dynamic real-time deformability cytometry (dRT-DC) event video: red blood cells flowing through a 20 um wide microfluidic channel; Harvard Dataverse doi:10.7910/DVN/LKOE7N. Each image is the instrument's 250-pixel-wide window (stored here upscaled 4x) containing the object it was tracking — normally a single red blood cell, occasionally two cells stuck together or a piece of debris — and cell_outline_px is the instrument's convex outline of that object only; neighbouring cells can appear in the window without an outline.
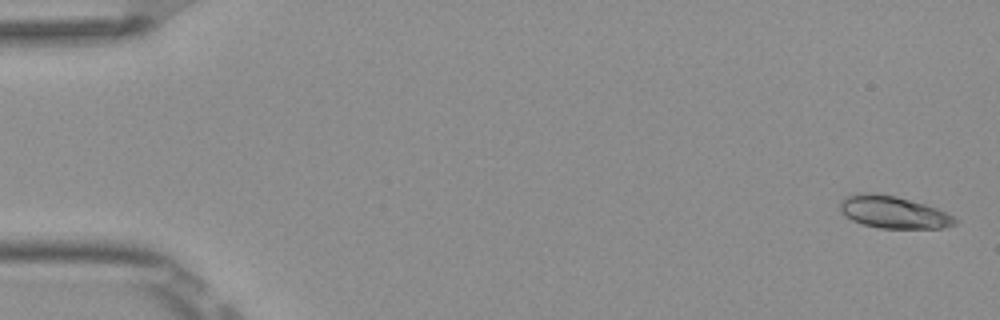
{"species": "Egyptian fruit bat (a non-hibernating species)", "species_latin": "Rousettus aegyptiacus", "temperature_condition": "room temperature", "stored_images_in_passage": 6, "camera_frame_rate_fps": 3000, "um_per_image_px": 0.085, "frame": {"image": 1, "passage_image": 1, "time_ms": 0.0, "image_size_px": [1000, 320], "cell_outline_px": [[960, 220], [956, 224], [940, 228], [880, 228], [864, 224], [852, 220], [844, 216], [840, 212], [840, 200], [844, 196], [860, 192], [868, 192], [896, 196], [924, 204], [936, 208]], "centroid_in_image_um": [75.89, 18.02], "position_along_channel_um": 9.1, "area_um2": 21.62}}